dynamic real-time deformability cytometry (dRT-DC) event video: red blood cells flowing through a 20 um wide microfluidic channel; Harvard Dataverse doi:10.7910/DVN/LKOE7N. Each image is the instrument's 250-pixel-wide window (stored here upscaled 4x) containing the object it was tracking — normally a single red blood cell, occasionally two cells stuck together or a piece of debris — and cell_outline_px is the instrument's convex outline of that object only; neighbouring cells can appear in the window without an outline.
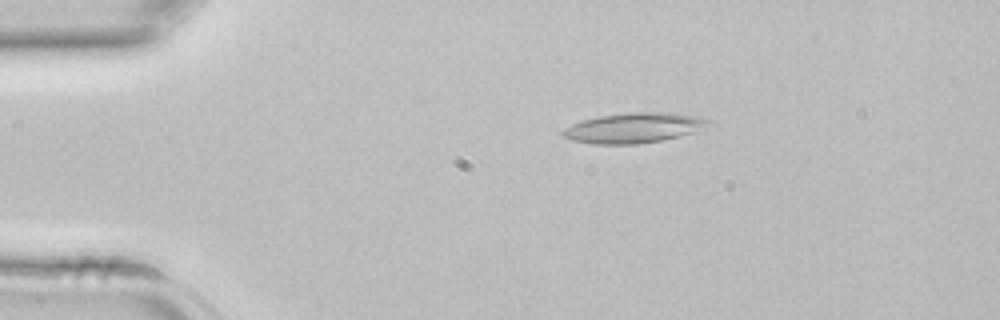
{"species": "common noctule bat (a hibernating species)", "species_latin": "Nyctalus noctula", "temperature_condition": "room temperature", "stored_images_in_passage": 40, "camera_frame_rate_fps": 3000, "um_per_image_px": 0.085, "animal": {"sex": "female", "body_mass_g": 22.7, "forearm_length_mm": 54.2}, "frame": {"image": 1, "passage_image": 5, "time_ms": 1.333, "image_size_px": [1000, 320], "cell_outline_px": [[712, 124], [692, 132], [680, 136], [660, 140], [636, 144], [592, 144], [572, 140], [560, 136], [560, 132], [572, 124], [584, 120], [600, 116], [628, 112], [668, 112], [696, 116], [712, 120]], "centroid_in_image_um": [53.86, 10.86], "position_along_channel_um": 31.1, "area_um2": 25.49}}
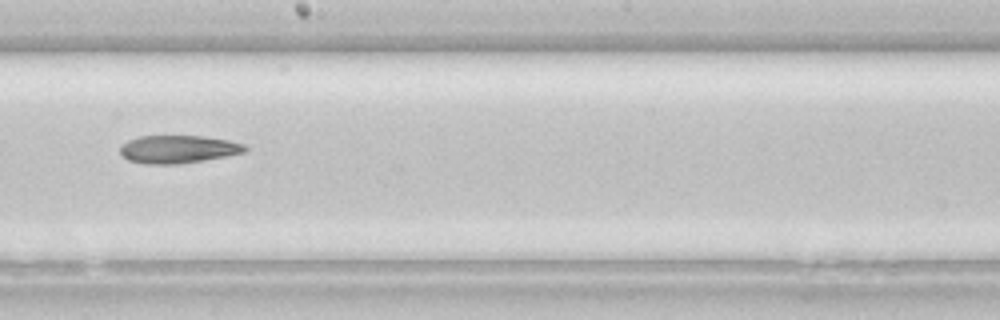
{"frame": {"image": 2, "passage_image": 21, "time_ms": 6.667, "image_size_px": [1000, 320], "cell_outline_px": [[248, 148], [244, 152], [204, 160], [180, 164], [144, 164], [128, 160], [120, 152], [120, 144], [128, 140], [140, 136], [204, 136], [228, 140], [244, 144]], "centroid_in_image_um": [15.11, 12.68], "position_along_channel_um": 233.1, "area_um2": 20.29}}
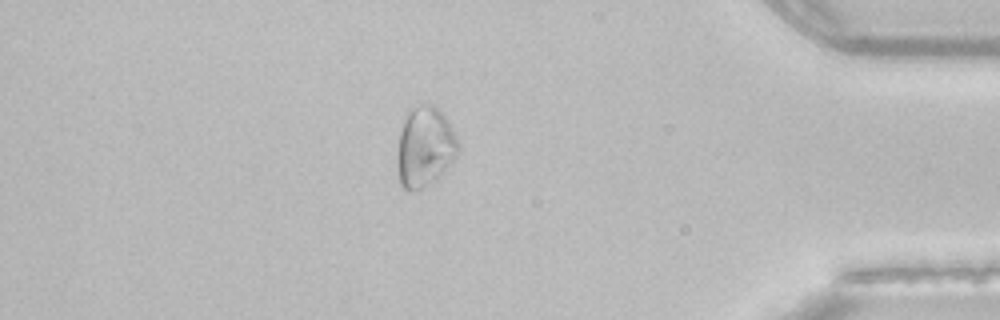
{"frame": {"image": 3, "passage_image": 34, "time_ms": 11.0, "image_size_px": [1000, 320], "cell_outline_px": [[456, 156], [428, 184], [412, 192], [408, 192], [400, 184], [396, 164], [396, 156], [400, 132], [404, 120], [408, 112], [412, 108], [420, 104], [432, 104], [444, 116], [456, 136]], "centroid_in_image_um": [36.03, 12.48], "position_along_channel_um": 399.2, "area_um2": 27.63}}